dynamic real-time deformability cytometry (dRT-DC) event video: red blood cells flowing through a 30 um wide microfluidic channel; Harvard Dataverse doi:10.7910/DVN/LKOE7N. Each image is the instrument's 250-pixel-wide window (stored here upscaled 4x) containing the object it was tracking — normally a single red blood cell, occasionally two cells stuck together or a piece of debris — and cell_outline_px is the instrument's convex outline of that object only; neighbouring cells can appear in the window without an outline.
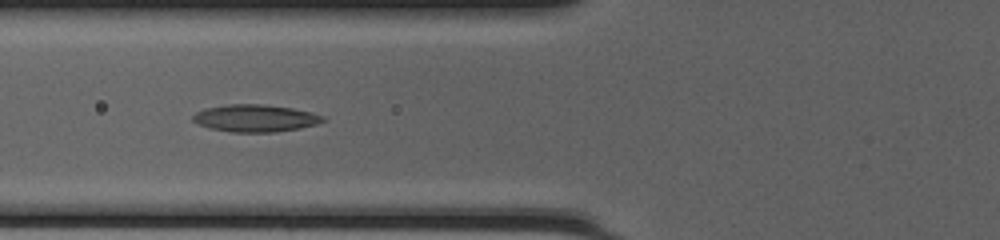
{"species": "common noctule bat (a hibernating species)", "species_latin": "Nyctalus noctula", "temperature_condition": "cold", "stored_images_in_passage": 35, "camera_frame_rate_fps": 3000, "um_per_image_px": 0.085, "animal": {"sex": "female", "body_mass_g": 20.0, "forearm_length_mm": 54.0}, "frame": {"image": 1, "passage_image": 6, "time_ms": 1.667, "image_size_px": [1000, 240], "cell_outline_px": [[328, 120], [316, 124], [300, 128], [272, 132], [232, 132], [212, 128], [200, 124], [192, 120], [192, 116], [196, 112], [208, 108], [228, 104], [264, 104], [292, 108], [324, 116]], "centroid_in_image_um": [21.73, 10.04], "position_along_channel_um": 104.1, "area_um2": 20.4}}
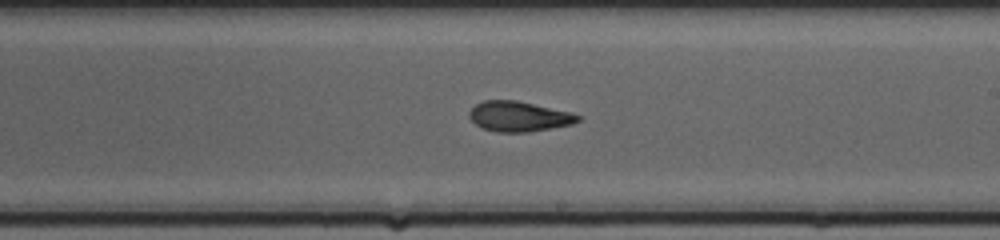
{"frame": {"image": 2, "passage_image": 16, "time_ms": 5.0, "image_size_px": [1000, 240], "cell_outline_px": [[580, 120], [572, 124], [528, 132], [496, 132], [484, 128], [476, 124], [468, 116], [468, 112], [476, 104], [484, 100], [516, 100], [568, 112], [580, 116]], "centroid_in_image_um": [44.06, 9.9], "position_along_channel_um": 244.9, "area_um2": 18.79}}
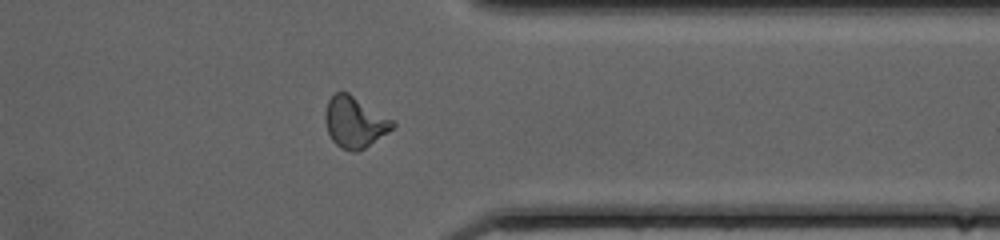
{"frame": {"image": 3, "passage_image": 26, "time_ms": 8.333, "image_size_px": [1000, 240], "cell_outline_px": [[396, 124], [388, 132], [364, 148], [356, 152], [352, 152], [340, 148], [332, 140], [328, 132], [324, 116], [324, 112], [328, 100], [336, 92], [348, 92], [392, 120]], "centroid_in_image_um": [30.11, 10.39], "position_along_channel_um": 381.3, "area_um2": 19.77}, "authors_computed_cell_mechanics": {"area_um2": 19.1318, "velocity_mm_per_s": 4.2192, "shape_relaxation_time_tau1_ms": 7.1806, "shape_relaxation_time_tau2_ms": 2.3352, "deformation_change_tau1": 0.2049, "deformation_change_tau2": 0.0956}}